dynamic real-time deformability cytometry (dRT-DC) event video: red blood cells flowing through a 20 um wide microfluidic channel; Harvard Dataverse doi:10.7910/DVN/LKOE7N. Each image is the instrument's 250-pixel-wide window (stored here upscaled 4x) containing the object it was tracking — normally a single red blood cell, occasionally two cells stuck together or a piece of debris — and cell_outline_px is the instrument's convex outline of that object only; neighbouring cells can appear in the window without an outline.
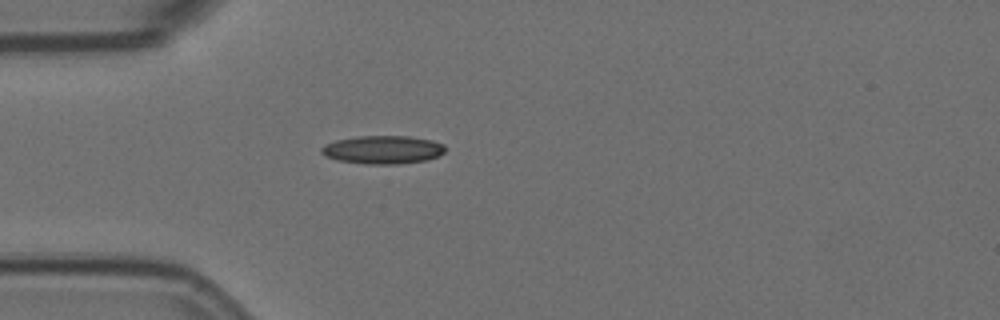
{"species": "Egyptian fruit bat (a non-hibernating species)", "species_latin": "Rousettus aegyptiacus", "temperature_condition": "room temperature", "stored_images_in_passage": 1, "camera_frame_rate_fps": 3000, "um_per_image_px": 0.085, "animal": {"sex": "female"}, "frame": {"image": 1, "passage_image": 1, "time_ms": 0.0, "image_size_px": [1000, 320], "cell_outline_px": [[444, 152], [428, 160], [396, 164], [364, 164], [336, 160], [324, 156], [320, 152], [320, 148], [324, 144], [336, 140], [356, 136], [408, 136], [432, 140], [444, 144]], "centroid_in_image_um": [32.49, 12.72], "position_along_channel_um": 52.5, "area_um2": 20.52}}